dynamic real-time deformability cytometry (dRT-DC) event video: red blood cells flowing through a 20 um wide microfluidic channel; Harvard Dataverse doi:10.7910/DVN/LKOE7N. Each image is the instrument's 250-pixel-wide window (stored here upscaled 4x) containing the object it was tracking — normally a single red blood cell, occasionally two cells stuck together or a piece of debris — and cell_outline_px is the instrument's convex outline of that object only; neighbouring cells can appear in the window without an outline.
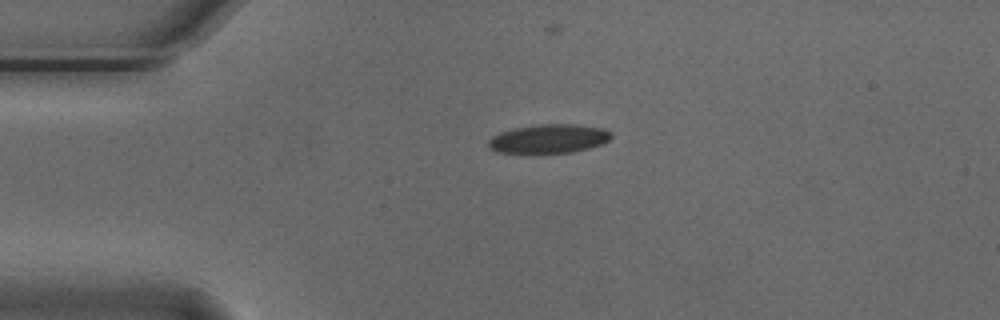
{"species": "Egyptian fruit bat (a non-hibernating species)", "species_latin": "Rousettus aegyptiacus", "temperature_condition": "cold", "stored_images_in_passage": 32, "camera_frame_rate_fps": 3000, "um_per_image_px": 0.085, "animal": {"sex": "male"}, "frame": {"image": 1, "passage_image": 1, "time_ms": 0.0, "image_size_px": [1000, 320], "cell_outline_px": [[612, 136], [608, 140], [600, 144], [588, 148], [572, 152], [532, 156], [500, 152], [488, 148], [488, 140], [492, 136], [500, 132], [512, 128], [540, 124], [576, 124], [604, 128], [612, 132]], "centroid_in_image_um": [46.59, 11.83], "position_along_channel_um": 38.4, "area_um2": 21.56}}
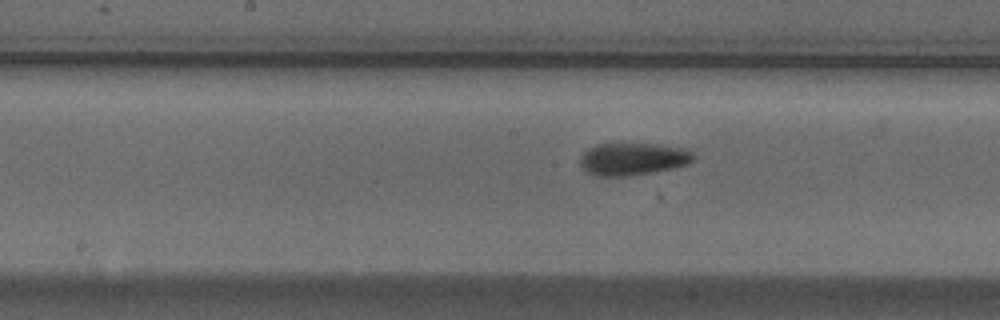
{"frame": {"image": 2, "passage_image": 16, "time_ms": 5.0, "image_size_px": [1000, 320], "cell_outline_px": [[696, 156], [688, 164], [656, 172], [628, 176], [596, 176], [584, 172], [580, 168], [580, 156], [588, 148], [596, 144], [656, 144], [684, 148], [692, 152]], "centroid_in_image_um": [53.76, 13.53], "position_along_channel_um": 194.4, "area_um2": 21.68}}
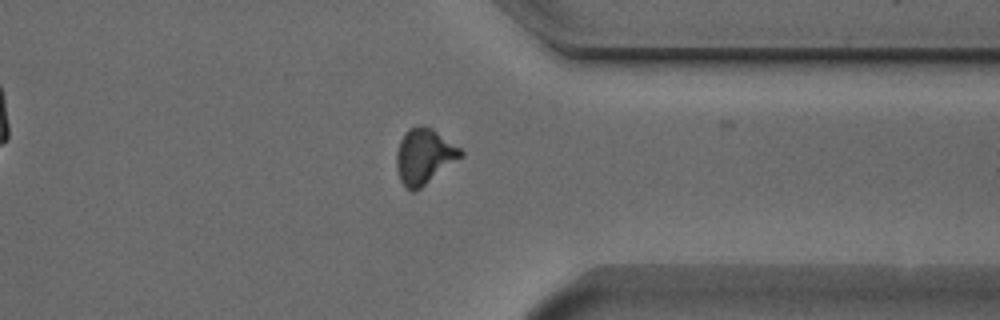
{"frame": {"image": 3, "passage_image": 31, "time_ms": 10.0, "image_size_px": [1000, 320], "cell_outline_px": [[464, 156], [416, 192], [412, 192], [404, 188], [400, 180], [396, 168], [396, 152], [400, 140], [404, 132], [408, 128], [420, 124], [424, 124], [432, 128], [460, 148], [464, 152]], "centroid_in_image_um": [36.04, 13.3], "position_along_channel_um": 375.4, "area_um2": 21.27}, "authors_computed_cell_mechanics": {"area_um2": 21.0681, "velocity_mm_per_s": 3.7198, "shape_relaxation_time_tau1_ms": 4.8422, "shape_relaxation_time_tau2_ms": 5.3517, "deformation_change_tau1": 0.1214, "deformation_change_tau2": 0.1043}}